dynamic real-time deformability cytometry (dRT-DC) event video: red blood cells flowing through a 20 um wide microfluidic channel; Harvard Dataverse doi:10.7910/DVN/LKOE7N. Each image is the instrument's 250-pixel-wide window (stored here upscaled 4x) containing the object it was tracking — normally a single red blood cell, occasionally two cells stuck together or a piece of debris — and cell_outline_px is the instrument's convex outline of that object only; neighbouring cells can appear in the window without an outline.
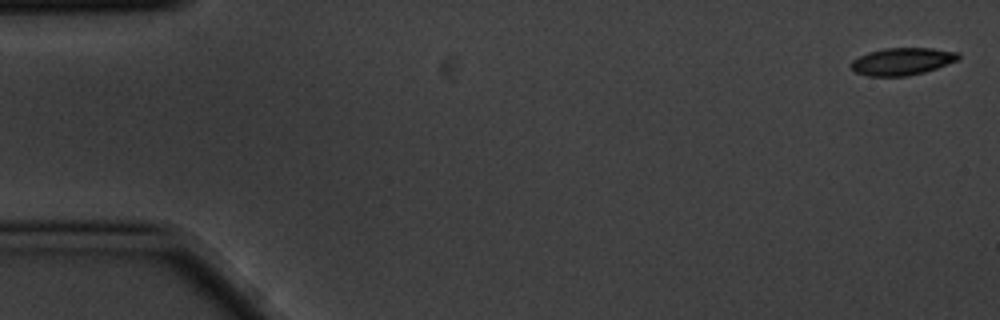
{"species": "common noctule bat (a hibernating species)", "species_latin": "Nyctalus noctula", "temperature_condition": "cold", "stored_images_in_passage": 6, "camera_frame_rate_fps": 3000, "um_per_image_px": 0.085, "animal": {"sex": "male", "body_mass_g": 20.1, "forearm_length_mm": 53.5}, "frame": {"image": 1, "passage_image": 1, "time_ms": 0.0, "image_size_px": [1000, 320], "cell_outline_px": [[960, 56], [956, 60], [936, 68], [924, 72], [908, 76], [868, 76], [856, 72], [848, 64], [852, 60], [868, 52], [884, 48], [932, 48], [960, 52]], "centroid_in_image_um": [76.66, 5.21], "position_along_channel_um": 8.3, "area_um2": 17.05}}
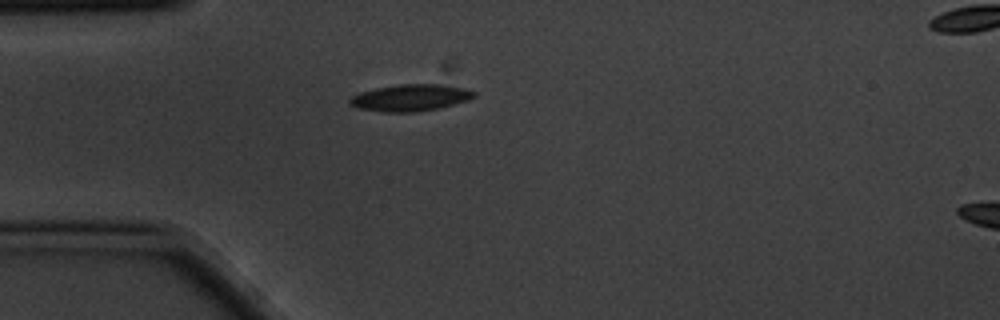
{"frame": {"image": 2, "passage_image": 5, "time_ms": 1.333, "image_size_px": [1000, 320], "cell_outline_px": [[476, 96], [468, 100], [440, 108], [412, 112], [384, 112], [356, 108], [348, 104], [348, 100], [352, 96], [360, 92], [376, 88], [396, 84], [440, 84], [464, 88], [476, 92]], "centroid_in_image_um": [34.86, 8.3], "position_along_channel_um": 50.1, "area_um2": 19.48}}